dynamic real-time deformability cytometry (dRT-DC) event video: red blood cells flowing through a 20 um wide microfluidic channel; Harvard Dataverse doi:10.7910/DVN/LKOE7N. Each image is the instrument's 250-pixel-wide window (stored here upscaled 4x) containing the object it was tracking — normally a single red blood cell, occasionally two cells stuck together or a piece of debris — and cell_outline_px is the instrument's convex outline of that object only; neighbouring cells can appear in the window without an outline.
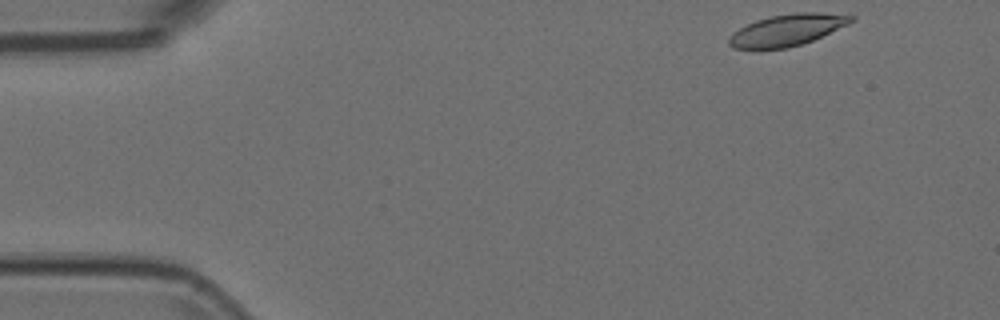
{"species": "Egyptian fruit bat (a non-hibernating species)", "species_latin": "Rousettus aegyptiacus", "temperature_condition": "room temperature", "stored_images_in_passage": 34, "camera_frame_rate_fps": 3000, "um_per_image_px": 0.085, "animal": {"sex": "female"}, "frame": {"image": 1, "passage_image": 1, "time_ms": 0.0, "image_size_px": [1000, 320], "cell_outline_px": [[856, 20], [848, 24], [812, 40], [788, 48], [732, 48], [728, 44], [728, 36], [732, 32], [756, 20], [772, 16], [796, 12], [816, 12], [856, 16]], "centroid_in_image_um": [66.9, 2.54], "position_along_channel_um": 18.1, "area_um2": 22.2}}